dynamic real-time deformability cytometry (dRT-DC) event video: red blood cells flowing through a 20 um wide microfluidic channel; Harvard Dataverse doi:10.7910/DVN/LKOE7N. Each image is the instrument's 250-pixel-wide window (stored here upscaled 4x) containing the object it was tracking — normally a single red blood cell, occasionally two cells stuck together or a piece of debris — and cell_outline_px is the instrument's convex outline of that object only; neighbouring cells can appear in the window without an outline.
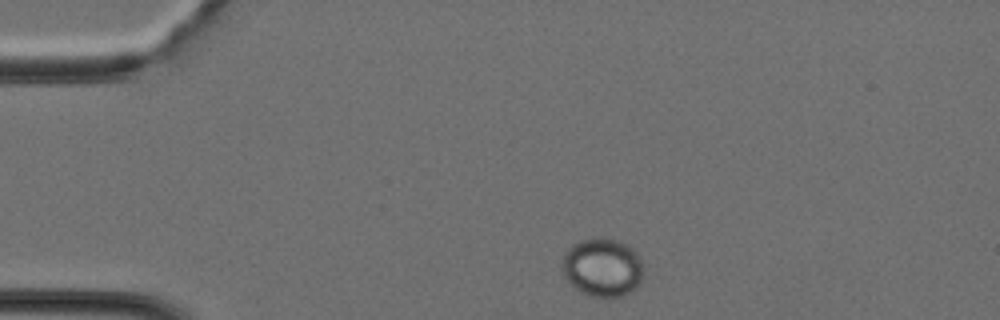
{"species": "Egyptian fruit bat (a non-hibernating species)", "species_latin": "Rousettus aegyptiacus", "temperature_condition": "cold", "stored_images_in_passage": 34, "camera_frame_rate_fps": 3000, "um_per_image_px": 0.085, "animal": {"sex": "female"}, "frame": {"image": 1, "passage_image": 1, "time_ms": 0.0, "image_size_px": [1000, 320], "cell_outline_px": [[644, 276], [640, 284], [624, 296], [592, 296], [580, 292], [564, 276], [560, 264], [564, 252], [572, 244], [584, 240], [616, 240], [632, 248], [640, 256], [644, 268]], "centroid_in_image_um": [51.22, 22.76], "position_along_channel_um": 33.8, "area_um2": 27.57}}
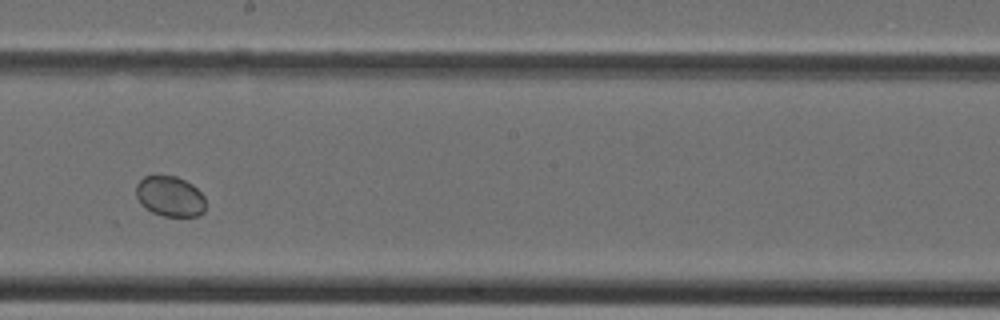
{"frame": {"image": 2, "passage_image": 16, "time_ms": 5.0, "image_size_px": [1000, 320], "cell_outline_px": [[204, 212], [196, 216], [164, 216], [152, 212], [140, 204], [136, 196], [136, 184], [144, 176], [176, 176], [192, 184], [204, 196]], "centroid_in_image_um": [14.43, 16.69], "position_along_channel_um": 233.8, "area_um2": 16.3}}
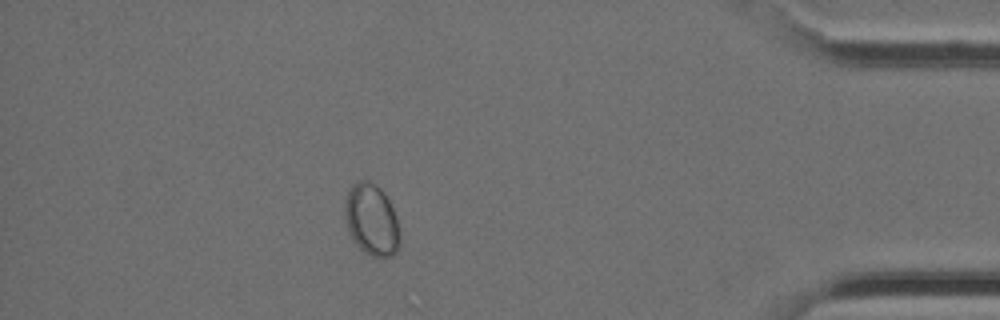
{"frame": {"image": 3, "passage_image": 29, "time_ms": 9.333, "image_size_px": [1000, 320], "cell_outline_px": [[400, 244], [396, 252], [392, 256], [372, 256], [364, 252], [352, 240], [348, 232], [344, 216], [344, 200], [352, 184], [356, 180], [368, 180], [376, 184], [384, 192], [396, 216], [400, 232]], "centroid_in_image_um": [31.56, 18.67], "position_along_channel_um": 403.6, "area_um2": 23.29}}